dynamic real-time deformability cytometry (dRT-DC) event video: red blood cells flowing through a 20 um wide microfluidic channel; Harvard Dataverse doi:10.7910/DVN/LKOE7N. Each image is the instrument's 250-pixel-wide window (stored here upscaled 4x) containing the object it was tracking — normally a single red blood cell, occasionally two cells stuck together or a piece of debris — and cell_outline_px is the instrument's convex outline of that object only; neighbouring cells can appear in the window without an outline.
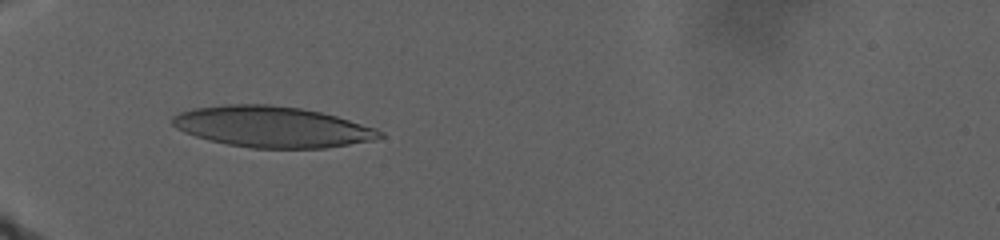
{"species": "human", "species_latin": "Homo sapiens", "temperature_condition": "warm", "stored_images_in_passage": 75, "camera_frame_rate_fps": 3000, "um_per_image_px": 0.085, "donor": {"sex": "male"}, "frame": {"image": 1, "passage_image": 1, "time_ms": 0.0, "image_size_px": [1000, 240], "cell_outline_px": [[384, 136], [376, 140], [324, 148], [252, 148], [228, 144], [208, 140], [184, 132], [176, 128], [172, 124], [172, 116], [180, 112], [192, 108], [224, 104], [268, 104], [300, 108], [320, 112], [336, 116], [376, 128], [384, 132]], "centroid_in_image_um": [23.13, 10.78], "position_along_channel_um": 61.9, "area_um2": 49.59}}
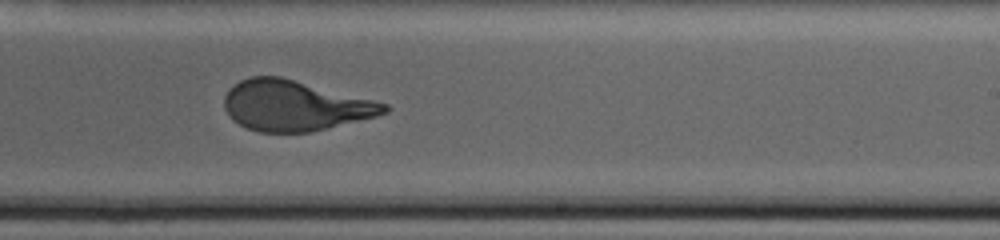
{"frame": {"image": 2, "passage_image": 39, "time_ms": 11.333, "image_size_px": [1000, 240], "cell_outline_px": [[388, 112], [376, 116], [328, 128], [308, 132], [260, 132], [248, 128], [232, 120], [224, 108], [224, 96], [228, 88], [240, 80], [252, 76], [280, 76], [388, 104]], "centroid_in_image_um": [25.01, 8.97], "position_along_channel_um": 264.0, "area_um2": 46.64}}
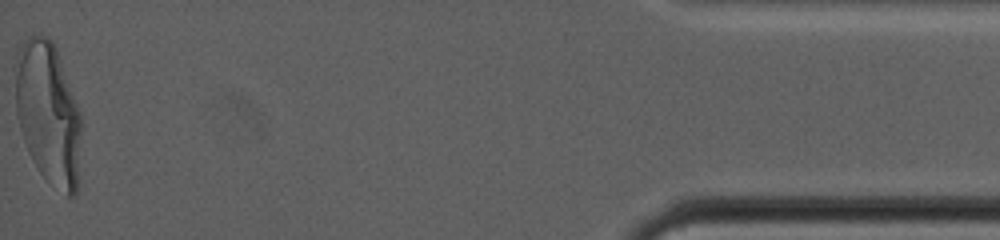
{"frame": {"image": 3, "passage_image": 75, "time_ms": 23.667, "image_size_px": [1000, 240], "cell_outline_px": [[80, 132], [76, 192], [72, 196], [68, 196], [44, 176], [40, 172], [32, 160], [28, 152], [20, 128], [16, 112], [16, 56], [24, 40], [28, 36], [40, 32], [48, 36], [52, 40], [56, 48], [80, 112]], "centroid_in_image_um": [4.07, 9.53], "position_along_channel_um": 431.1, "area_um2": 53.87}}